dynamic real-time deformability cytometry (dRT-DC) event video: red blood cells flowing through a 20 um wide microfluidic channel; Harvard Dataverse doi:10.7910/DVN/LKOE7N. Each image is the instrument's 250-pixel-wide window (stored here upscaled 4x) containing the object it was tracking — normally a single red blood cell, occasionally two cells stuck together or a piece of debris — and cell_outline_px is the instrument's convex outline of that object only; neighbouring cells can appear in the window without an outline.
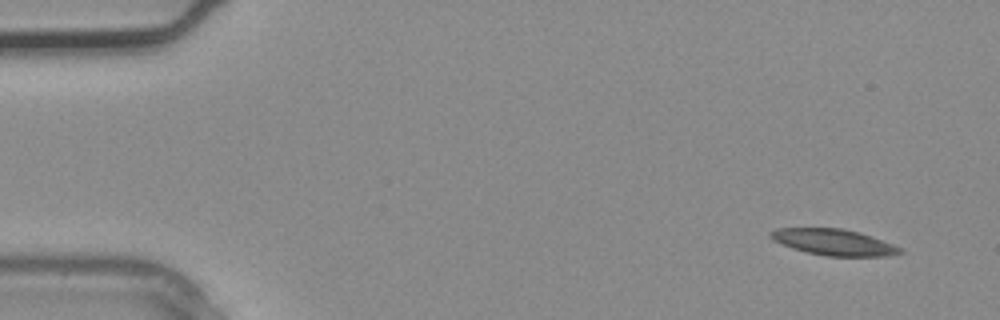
{"species": "common noctule bat (a hibernating species)", "species_latin": "Nyctalus noctula", "temperature_condition": "warm", "stored_images_in_passage": 2, "camera_frame_rate_fps": 3000, "um_per_image_px": 0.085, "animal": {"sex": "male", "body_mass_g": 20.4}, "frame": {"image": 1, "passage_image": 1, "time_ms": 0.0, "image_size_px": [1000, 320], "cell_outline_px": [[904, 252], [888, 256], [828, 256], [808, 252], [792, 248], [772, 240], [768, 236], [768, 232], [776, 228], [840, 228], [860, 232], [892, 244], [900, 248]], "centroid_in_image_um": [70.82, 20.58], "position_along_channel_um": 14.2, "area_um2": 19.65}}
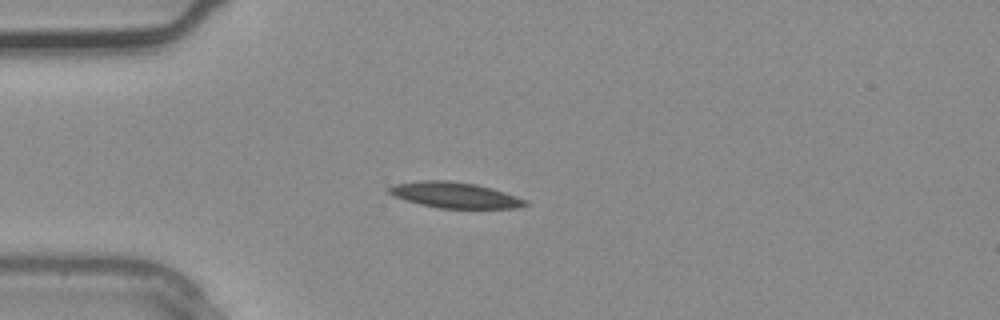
{"frame": {"image": 2, "passage_image": 2, "time_ms": 0.333, "image_size_px": [1000, 320], "cell_outline_px": [[528, 204], [516, 208], [440, 208], [420, 204], [396, 196], [388, 192], [384, 188], [396, 184], [420, 180], [448, 180], [476, 184], [492, 188], [528, 200]], "centroid_in_image_um": [38.66, 16.57], "position_along_channel_um": 46.3, "area_um2": 20.35}}